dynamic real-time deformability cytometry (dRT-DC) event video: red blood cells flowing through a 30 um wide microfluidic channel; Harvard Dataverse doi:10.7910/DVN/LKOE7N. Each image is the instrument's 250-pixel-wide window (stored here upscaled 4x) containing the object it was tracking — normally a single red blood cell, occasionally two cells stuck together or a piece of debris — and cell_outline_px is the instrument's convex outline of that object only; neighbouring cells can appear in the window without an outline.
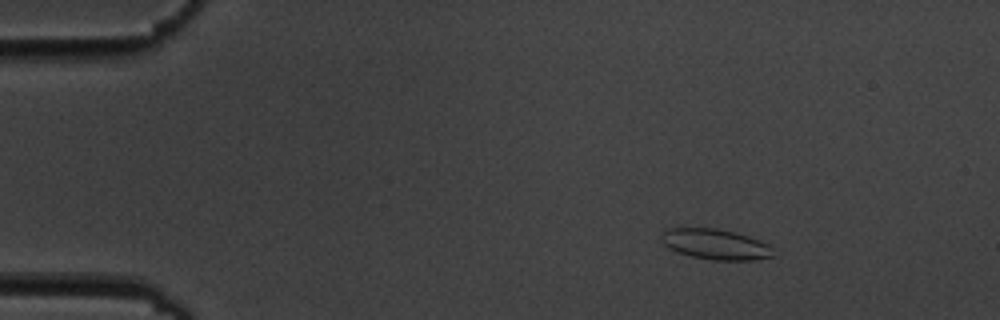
{"species": "common noctule bat (a hibernating species)", "species_latin": "Nyctalus noctula", "temperature_condition": "cold", "stored_images_in_passage": 5, "camera_frame_rate_fps": 3000, "um_per_image_px": 0.085, "animal": {"sex": "male", "body_mass_g": 19.5, "forearm_length_mm": 54.6}, "frame": {"image": 1, "passage_image": 2, "time_ms": 1.333, "image_size_px": [1000, 320], "cell_outline_px": [[772, 256], [756, 260], [716, 260], [692, 256], [676, 252], [668, 248], [660, 240], [660, 236], [668, 228], [716, 228], [748, 236], [768, 244]], "centroid_in_image_um": [60.75, 20.76], "position_along_channel_um": 24.3, "area_um2": 19.59}}